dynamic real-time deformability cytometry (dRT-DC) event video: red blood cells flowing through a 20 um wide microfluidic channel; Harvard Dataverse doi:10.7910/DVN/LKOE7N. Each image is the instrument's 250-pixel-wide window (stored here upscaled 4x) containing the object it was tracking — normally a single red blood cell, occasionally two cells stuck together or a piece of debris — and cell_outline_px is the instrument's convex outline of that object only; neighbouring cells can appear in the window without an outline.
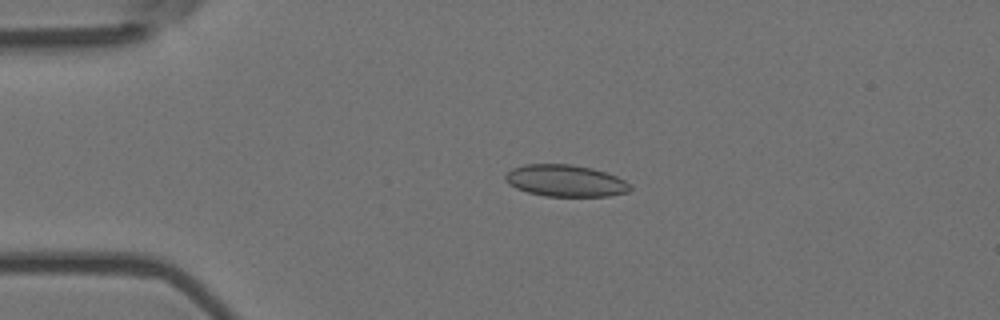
{"species": "Egyptian fruit bat (a non-hibernating species)", "species_latin": "Rousettus aegyptiacus", "temperature_condition": "room temperature", "stored_images_in_passage": 5, "camera_frame_rate_fps": 3000, "um_per_image_px": 0.085, "animal": {"sex": "female"}, "frame": {"image": 1, "passage_image": 4, "time_ms": 1.0, "image_size_px": [1000, 320], "cell_outline_px": [[632, 188], [628, 192], [608, 196], [544, 196], [528, 192], [516, 188], [508, 184], [504, 180], [504, 176], [512, 168], [524, 164], [572, 164], [592, 168], [616, 176], [632, 184]], "centroid_in_image_um": [48.05, 15.36], "position_along_channel_um": 36.9, "area_um2": 23.24}}